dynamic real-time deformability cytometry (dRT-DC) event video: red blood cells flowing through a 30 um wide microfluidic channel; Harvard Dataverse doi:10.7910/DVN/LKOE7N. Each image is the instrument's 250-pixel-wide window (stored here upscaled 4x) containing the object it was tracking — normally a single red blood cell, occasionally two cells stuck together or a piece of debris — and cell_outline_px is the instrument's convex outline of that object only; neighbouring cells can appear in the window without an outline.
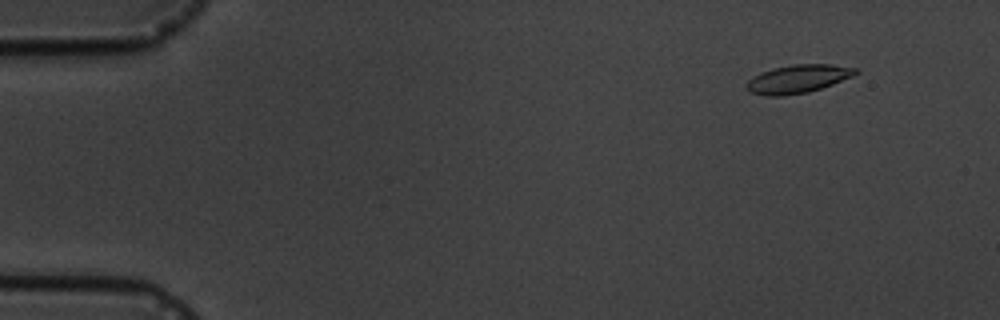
{"species": "common noctule bat (a hibernating species)", "species_latin": "Nyctalus noctula", "temperature_condition": "cold", "stored_images_in_passage": 5, "camera_frame_rate_fps": 3000, "um_per_image_px": 0.085, "animal": {"sex": "male", "body_mass_g": 19.5, "forearm_length_mm": 54.6}, "frame": {"image": 1, "passage_image": 2, "time_ms": 1.333, "image_size_px": [1000, 320], "cell_outline_px": [[860, 72], [852, 76], [832, 84], [808, 92], [784, 96], [764, 96], [748, 92], [744, 84], [752, 76], [760, 72], [772, 68], [792, 64], [832, 64], [860, 68]], "centroid_in_image_um": [67.79, 6.7], "position_along_channel_um": 17.2, "area_um2": 18.32}}